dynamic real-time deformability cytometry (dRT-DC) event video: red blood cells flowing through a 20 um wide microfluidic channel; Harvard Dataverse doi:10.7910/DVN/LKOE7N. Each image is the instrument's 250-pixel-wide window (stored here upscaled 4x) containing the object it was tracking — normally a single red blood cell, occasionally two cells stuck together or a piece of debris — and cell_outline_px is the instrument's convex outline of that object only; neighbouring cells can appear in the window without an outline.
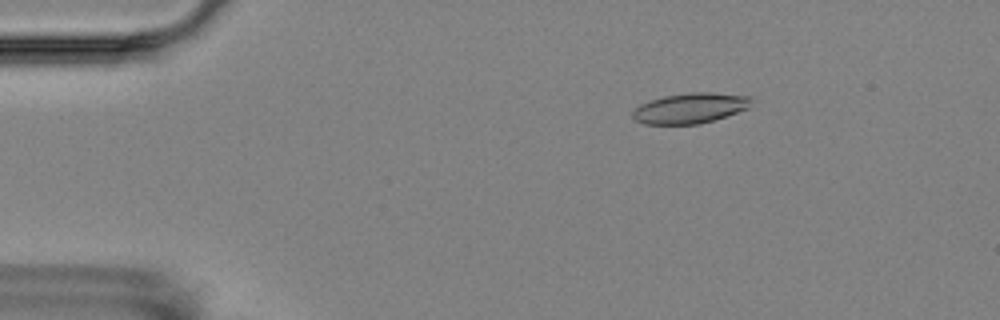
{"species": "Egyptian fruit bat (a non-hibernating species)", "species_latin": "Rousettus aegyptiacus", "temperature_condition": "room temperature", "stored_images_in_passage": 7, "camera_frame_rate_fps": 3000, "um_per_image_px": 0.085, "animal": {"sex": "female"}, "frame": {"image": 1, "passage_image": 1, "time_ms": 0.0, "image_size_px": [1000, 320], "cell_outline_px": [[748, 108], [700, 124], [644, 124], [636, 120], [632, 116], [632, 112], [640, 104], [664, 96], [688, 92], [712, 92], [748, 96]], "centroid_in_image_um": [58.6, 9.19], "position_along_channel_um": 26.4, "area_um2": 20.58}}
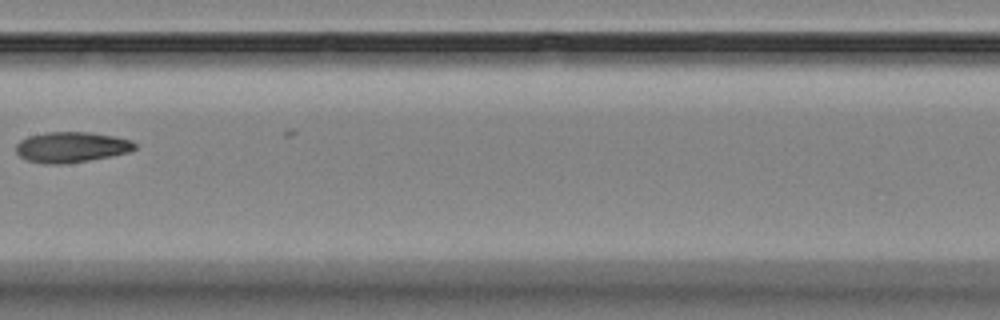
{"frame": {"image": 2, "passage_image": 6, "time_ms": 6.667, "image_size_px": [1000, 320], "cell_outline_px": [[136, 148], [128, 152], [112, 156], [64, 164], [44, 164], [28, 160], [20, 156], [16, 152], [16, 144], [20, 140], [28, 136], [48, 132], [88, 132], [112, 136], [132, 140], [136, 144]], "centroid_in_image_um": [6.06, 12.51], "position_along_channel_um": 201.3, "area_um2": 21.1}}
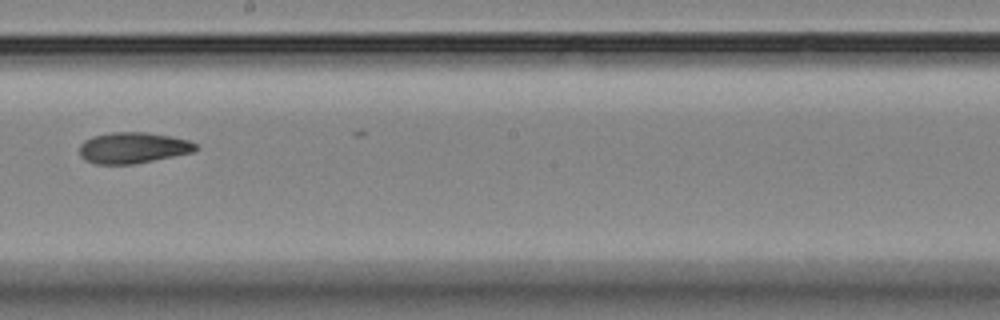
{"frame": {"image": 3, "passage_image": 7, "time_ms": 7.667, "image_size_px": [1000, 320], "cell_outline_px": [[200, 148], [192, 152], [132, 164], [96, 164], [84, 160], [80, 156], [80, 144], [84, 140], [92, 136], [112, 132], [148, 132], [172, 136], [188, 140], [196, 144]], "centroid_in_image_um": [11.28, 12.55], "position_along_channel_um": 236.9, "area_um2": 21.04}}